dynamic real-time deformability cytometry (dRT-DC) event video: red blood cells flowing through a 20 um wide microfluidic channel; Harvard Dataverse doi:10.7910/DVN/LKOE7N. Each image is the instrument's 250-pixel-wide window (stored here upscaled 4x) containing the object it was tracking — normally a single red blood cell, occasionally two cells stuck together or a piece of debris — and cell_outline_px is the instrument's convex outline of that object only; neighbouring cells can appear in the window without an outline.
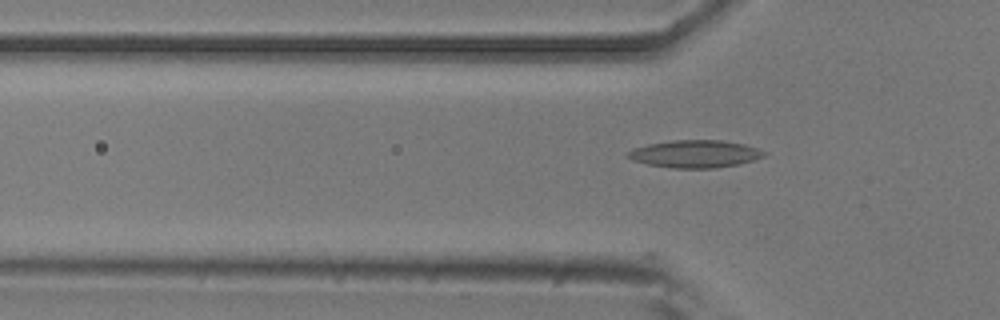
{"species": "common noctule bat (a hibernating species)", "species_latin": "Nyctalus noctula", "temperature_condition": "room temperature", "stored_images_in_passage": 13, "camera_frame_rate_fps": 3000, "um_per_image_px": 0.085, "animal": {"sex": "male", "body_mass_g": 20.5, "forearm_length_mm": 52.5}, "frame": {"image": 1, "passage_image": 4, "time_ms": 1.0, "image_size_px": [1000, 320], "cell_outline_px": [[768, 152], [764, 156], [740, 164], [716, 168], [672, 168], [648, 164], [632, 160], [624, 156], [628, 152], [636, 148], [648, 144], [672, 140], [720, 140], [744, 144]], "centroid_in_image_um": [59.08, 13.08], "position_along_channel_um": 66.7, "area_um2": 21.79}}
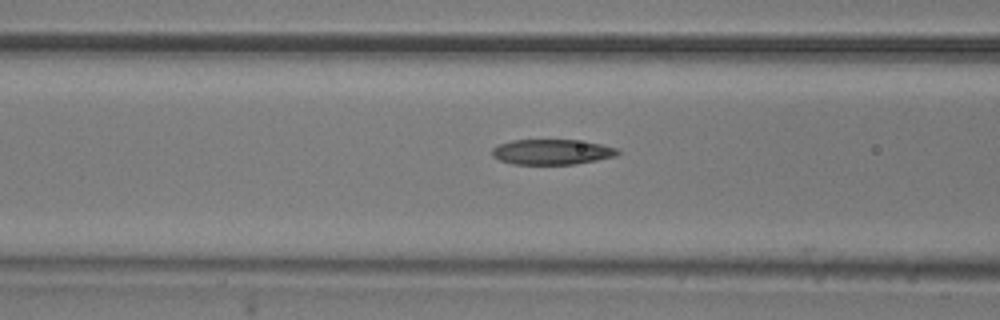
{"frame": {"image": 2, "passage_image": 8, "time_ms": 2.333, "image_size_px": [1000, 320], "cell_outline_px": [[620, 152], [616, 156], [576, 164], [512, 164], [500, 160], [492, 156], [492, 148], [500, 144], [512, 140], [576, 140], [600, 144], [616, 148]], "centroid_in_image_um": [46.89, 12.92], "position_along_channel_um": 119.7, "area_um2": 18.38}}
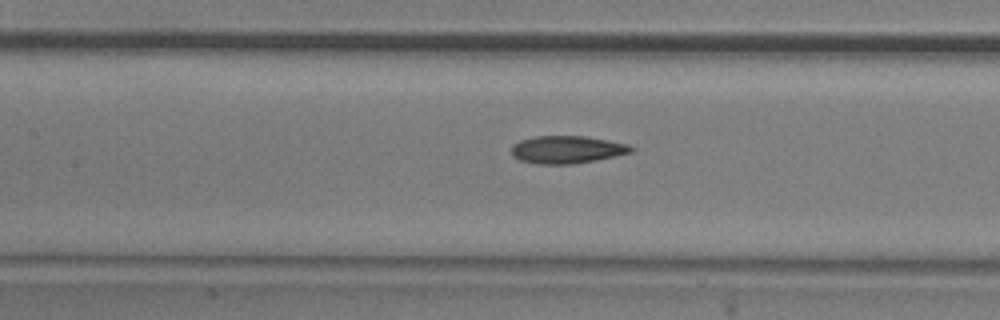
{"frame": {"image": 3, "passage_image": 11, "time_ms": 3.333, "image_size_px": [1000, 320], "cell_outline_px": [[636, 148], [632, 152], [616, 156], [596, 160], [572, 164], [536, 164], [520, 160], [512, 156], [512, 144], [520, 140], [536, 136], [584, 136], [608, 140], [628, 144]], "centroid_in_image_um": [48.2, 12.71], "position_along_channel_um": 159.2, "area_um2": 19.36}}